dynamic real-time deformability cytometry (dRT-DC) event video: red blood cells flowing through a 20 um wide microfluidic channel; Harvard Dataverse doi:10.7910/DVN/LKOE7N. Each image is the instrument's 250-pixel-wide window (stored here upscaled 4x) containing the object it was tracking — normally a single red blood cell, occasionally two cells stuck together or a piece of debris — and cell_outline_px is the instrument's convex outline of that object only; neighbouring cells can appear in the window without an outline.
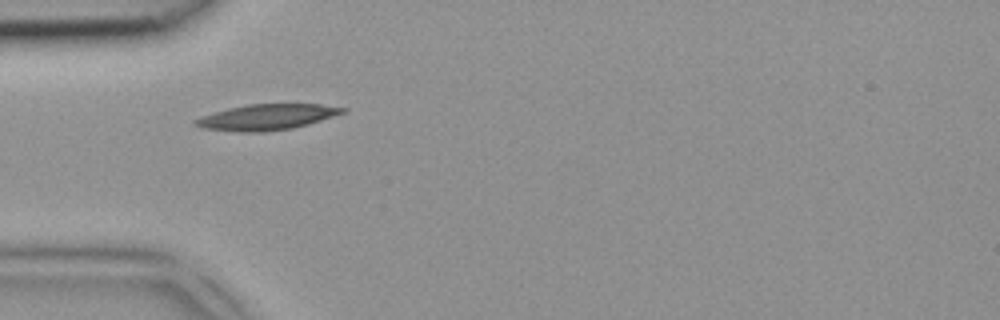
{"species": "common noctule bat (a hibernating species)", "species_latin": "Nyctalus noctula", "temperature_condition": "room temperature", "stored_images_in_passage": 2, "camera_frame_rate_fps": 3000, "um_per_image_px": 0.085, "animal": {"sex": "female", "body_mass_g": 18.4}, "frame": {"image": 1, "passage_image": 1, "time_ms": 0.0, "image_size_px": [1000, 320], "cell_outline_px": [[348, 108], [344, 112], [308, 124], [292, 128], [264, 132], [236, 132], [200, 128], [192, 124], [192, 120], [200, 116], [228, 108], [248, 104], [320, 104]], "centroid_in_image_um": [22.58, 9.96], "position_along_channel_um": 62.4, "area_um2": 22.2}}